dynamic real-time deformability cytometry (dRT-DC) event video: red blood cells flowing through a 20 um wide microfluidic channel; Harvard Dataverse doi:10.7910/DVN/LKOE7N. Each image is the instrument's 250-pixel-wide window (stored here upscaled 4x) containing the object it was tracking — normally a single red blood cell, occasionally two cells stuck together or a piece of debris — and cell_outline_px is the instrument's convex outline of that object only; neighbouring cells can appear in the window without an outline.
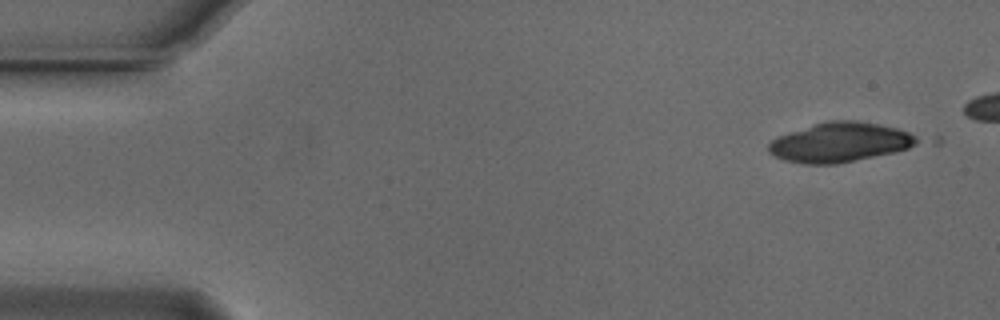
{"species": "Egyptian fruit bat (a non-hibernating species)", "species_latin": "Rousettus aegyptiacus", "temperature_condition": "cold", "stored_images_in_passage": 2, "camera_frame_rate_fps": 3000, "um_per_image_px": 0.085, "animal": {"sex": "male"}, "frame": {"image": 1, "passage_image": 1, "time_ms": 0.0, "image_size_px": [1000, 320], "cell_outline_px": [[940, 144], [836, 164], [804, 164], [784, 160], [768, 152], [768, 144], [772, 140], [780, 136], [828, 120], [856, 120], [940, 136]], "centroid_in_image_um": [71.94, 12.09], "position_along_channel_um": 13.1, "area_um2": 36.65}}